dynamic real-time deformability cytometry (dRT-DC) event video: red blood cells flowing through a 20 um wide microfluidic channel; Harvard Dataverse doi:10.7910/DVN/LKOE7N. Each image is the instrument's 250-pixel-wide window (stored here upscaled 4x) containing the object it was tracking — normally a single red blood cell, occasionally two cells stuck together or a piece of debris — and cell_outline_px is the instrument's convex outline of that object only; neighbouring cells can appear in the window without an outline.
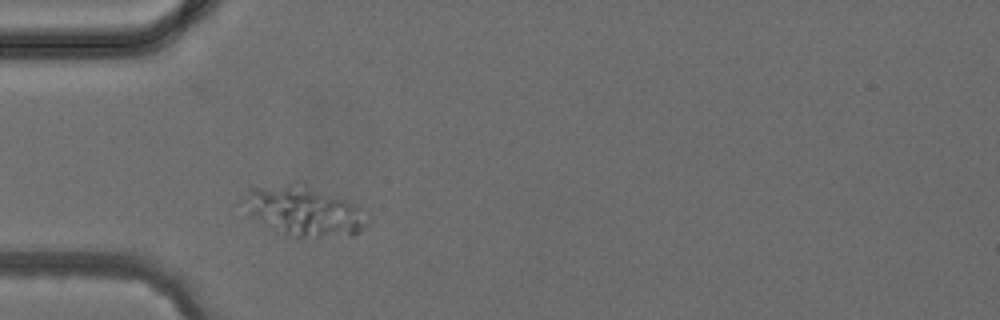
{"species": "common noctule bat (a hibernating species)", "species_latin": "Nyctalus noctula", "temperature_condition": "cold", "stored_images_in_passage": 1, "camera_frame_rate_fps": 3000, "um_per_image_px": 0.085, "animal": {"sex": "female", "body_mass_g": 24.6, "forearm_length_mm": 56.2}, "frame": {"image": 1, "passage_image": 1, "time_ms": 0.0, "image_size_px": [1000, 320], "cell_outline_px": [[372, 220], [364, 228], [352, 236], [292, 236], [252, 216], [236, 200], [248, 188], [288, 184], [360, 204]], "centroid_in_image_um": [25.85, 17.96], "position_along_channel_um": 59.1, "area_um2": 34.85}}